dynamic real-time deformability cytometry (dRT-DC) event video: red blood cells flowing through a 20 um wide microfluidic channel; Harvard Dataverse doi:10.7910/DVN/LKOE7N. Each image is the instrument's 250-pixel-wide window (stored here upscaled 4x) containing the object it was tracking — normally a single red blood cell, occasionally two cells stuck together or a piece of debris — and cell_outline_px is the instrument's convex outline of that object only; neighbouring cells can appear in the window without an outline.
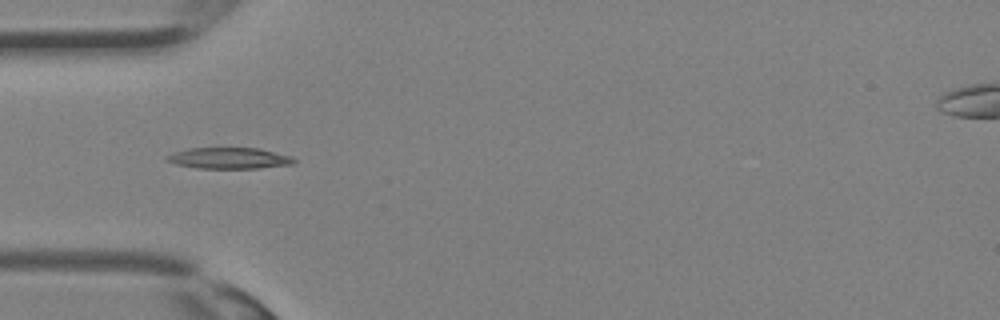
{"species": "Egyptian fruit bat (a non-hibernating species)", "species_latin": "Rousettus aegyptiacus", "temperature_condition": "room temperature", "stored_images_in_passage": 25, "camera_frame_rate_fps": 3000, "um_per_image_px": 0.085, "animal": {"sex": "female"}, "frame": {"image": 1, "passage_image": 1, "time_ms": 0.0, "image_size_px": [1000, 320], "cell_outline_px": [[296, 160], [292, 164], [256, 168], [196, 168], [176, 164], [164, 160], [164, 156], [172, 152], [188, 148], [260, 148], [292, 156]], "centroid_in_image_um": [19.42, 13.43], "position_along_channel_um": 65.6, "area_um2": 15.78}}
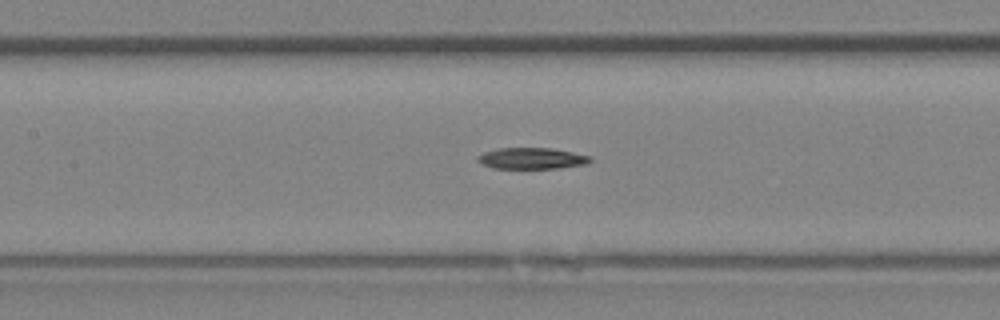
{"frame": {"image": 2, "passage_image": 6, "time_ms": 1.667, "image_size_px": [1000, 320], "cell_outline_px": [[592, 160], [584, 164], [556, 168], [492, 168], [476, 160], [476, 156], [484, 152], [500, 148], [552, 148], [592, 156]], "centroid_in_image_um": [45.18, 13.45], "position_along_channel_um": 162.2, "area_um2": 13.81}}
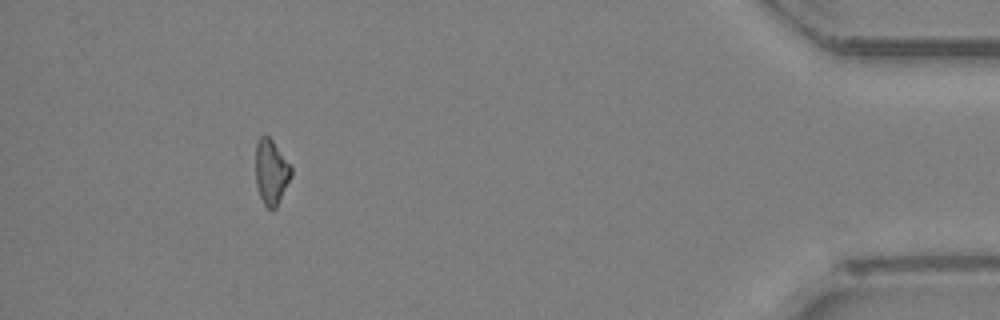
{"frame": {"image": 3, "passage_image": 22, "time_ms": 7.0, "image_size_px": [1000, 320], "cell_outline_px": [[292, 176], [276, 208], [268, 208], [264, 204], [260, 196], [256, 184], [256, 140], [260, 136], [268, 136], [272, 140], [292, 168]], "centroid_in_image_um": [23.05, 14.62], "position_along_channel_um": 412.2, "area_um2": 13.35}}